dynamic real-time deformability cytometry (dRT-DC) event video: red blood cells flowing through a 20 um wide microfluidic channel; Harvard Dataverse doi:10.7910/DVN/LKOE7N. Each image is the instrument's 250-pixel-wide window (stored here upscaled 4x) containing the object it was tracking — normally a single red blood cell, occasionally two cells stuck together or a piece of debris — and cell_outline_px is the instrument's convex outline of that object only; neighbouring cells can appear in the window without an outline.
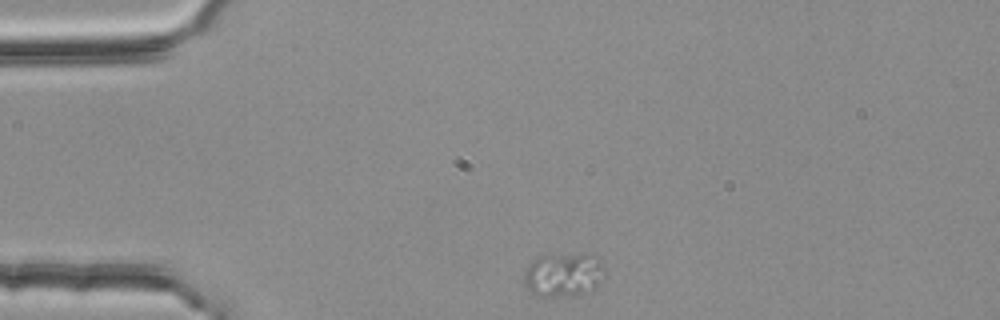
{"species": "common noctule bat (a hibernating species)", "species_latin": "Nyctalus noctula", "temperature_condition": "room temperature", "stored_images_in_passage": 2, "segment_of_instrument_passage": [2, 2], "camera_frame_rate_fps": 3000, "um_per_image_px": 0.085, "animal": {"sex": "female", "body_mass_g": 25.1}, "frame": {"image": 1, "passage_image": 2, "time_ms": 0.333, "image_size_px": [1000, 320], "cell_outline_px": [[604, 280], [592, 292], [564, 296], [532, 296], [528, 292], [524, 284], [524, 272], [528, 264], [532, 260], [540, 256], [588, 252], [596, 256], [604, 264]], "centroid_in_image_um": [47.92, 23.35], "position_along_channel_um": 37.1, "area_um2": 21.5}}